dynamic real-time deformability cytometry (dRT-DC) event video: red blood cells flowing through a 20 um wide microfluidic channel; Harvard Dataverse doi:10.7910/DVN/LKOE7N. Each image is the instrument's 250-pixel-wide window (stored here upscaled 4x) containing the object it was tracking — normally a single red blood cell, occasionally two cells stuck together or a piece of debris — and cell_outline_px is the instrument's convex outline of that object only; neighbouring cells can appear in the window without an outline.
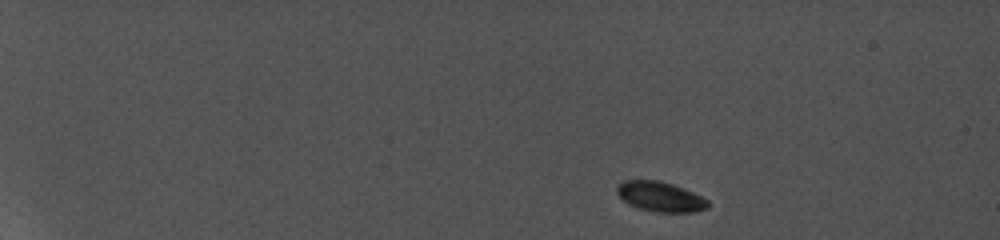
{"species": "common noctule bat (a hibernating species)", "species_latin": "Nyctalus noctula", "temperature_condition": "cold", "stored_images_in_passage": 10, "camera_frame_rate_fps": 5000, "um_per_image_px": 0.085, "animal": {"sex": "female", "body_mass_g": 19.0, "forearm_length_mm": 56.7}, "frame": {"image": 1, "passage_image": 1, "time_ms": 0.0, "image_size_px": [1000, 240], "cell_outline_px": [[708, 208], [696, 212], [656, 212], [640, 208], [628, 204], [616, 192], [616, 188], [624, 180], [660, 180], [684, 188], [708, 200]], "centroid_in_image_um": [56.13, 16.71], "position_along_channel_um": 28.9, "area_um2": 15.78}}
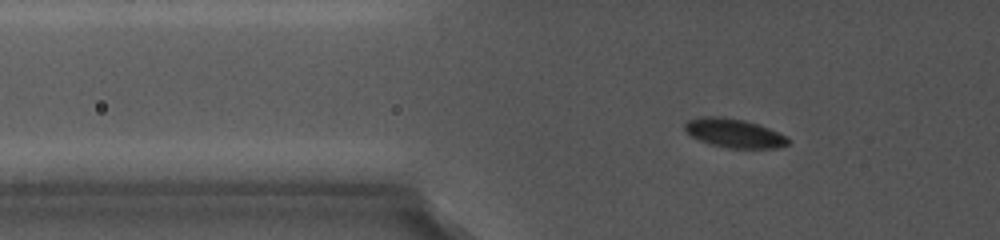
{"frame": {"image": 2, "passage_image": 6, "time_ms": 4.2, "image_size_px": [1000, 240], "cell_outline_px": [[792, 140], [788, 144], [776, 148], [728, 148], [708, 144], [692, 136], [684, 128], [684, 124], [688, 120], [700, 116], [720, 116], [744, 120], [768, 128], [788, 136]], "centroid_in_image_um": [62.41, 11.32], "position_along_channel_um": 63.4, "area_um2": 17.46}}
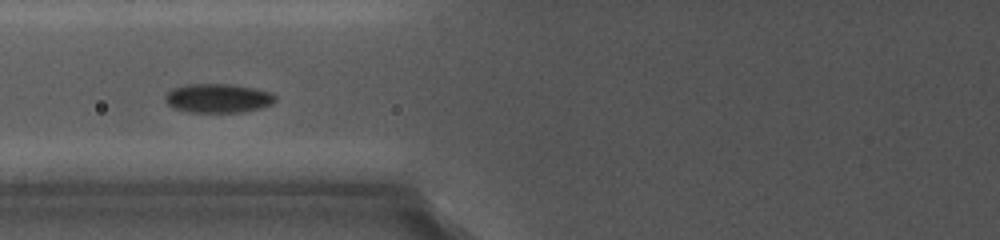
{"frame": {"image": 3, "passage_image": 8, "time_ms": 6.0, "image_size_px": [1000, 240], "cell_outline_px": [[276, 100], [272, 104], [260, 108], [244, 112], [188, 112], [176, 108], [168, 104], [164, 100], [164, 96], [172, 88], [184, 84], [232, 84], [256, 88], [272, 92], [276, 96]], "centroid_in_image_um": [18.55, 8.34], "position_along_channel_um": 107.2, "area_um2": 18.84}}